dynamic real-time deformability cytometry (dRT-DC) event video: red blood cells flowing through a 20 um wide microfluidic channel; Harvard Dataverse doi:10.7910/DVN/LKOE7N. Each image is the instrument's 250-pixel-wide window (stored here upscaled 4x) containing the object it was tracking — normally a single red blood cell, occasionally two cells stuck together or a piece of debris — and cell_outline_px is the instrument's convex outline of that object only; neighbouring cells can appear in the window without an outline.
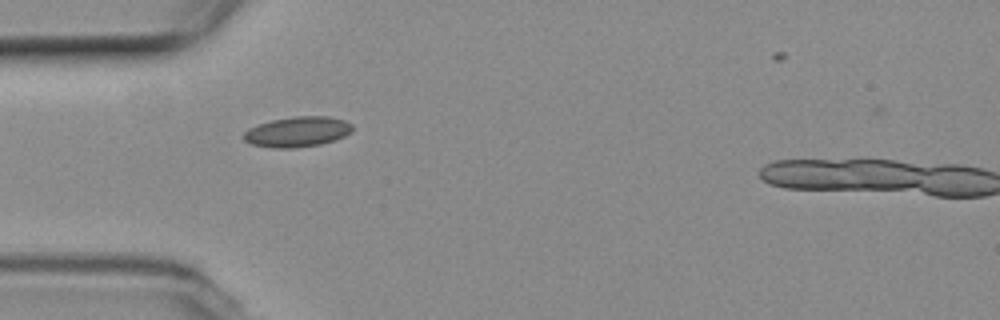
{"species": "common noctule bat (a hibernating species)", "species_latin": "Nyctalus noctula", "temperature_condition": "room temperature", "stored_images_in_passage": 37, "camera_frame_rate_fps": 3000, "um_per_image_px": 0.085, "animal": {"sex": "female", "body_mass_g": 19.3, "forearm_length_mm": 54.1}, "frame": {"image": 1, "passage_image": 2, "time_ms": 0.333, "image_size_px": [1000, 320], "cell_outline_px": [[352, 132], [344, 136], [320, 144], [292, 148], [272, 148], [252, 144], [244, 140], [244, 132], [248, 128], [272, 120], [296, 116], [328, 116], [344, 120], [352, 124]], "centroid_in_image_um": [25.28, 11.2], "position_along_channel_um": 59.7, "area_um2": 19.02}}
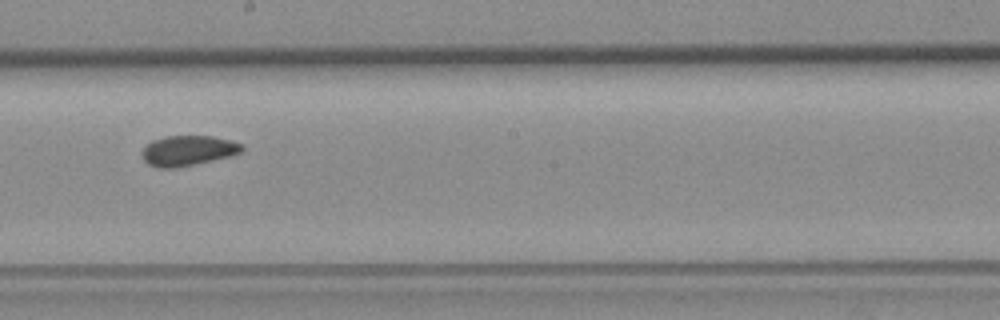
{"frame": {"image": 2, "passage_image": 16, "time_ms": 5.0, "image_size_px": [1000, 320], "cell_outline_px": [[244, 148], [240, 152], [228, 156], [176, 168], [160, 168], [148, 164], [144, 160], [144, 148], [152, 140], [164, 136], [212, 136], [232, 140], [244, 144]], "centroid_in_image_um": [16.0, 12.79], "position_along_channel_um": 232.2, "area_um2": 17.34}}
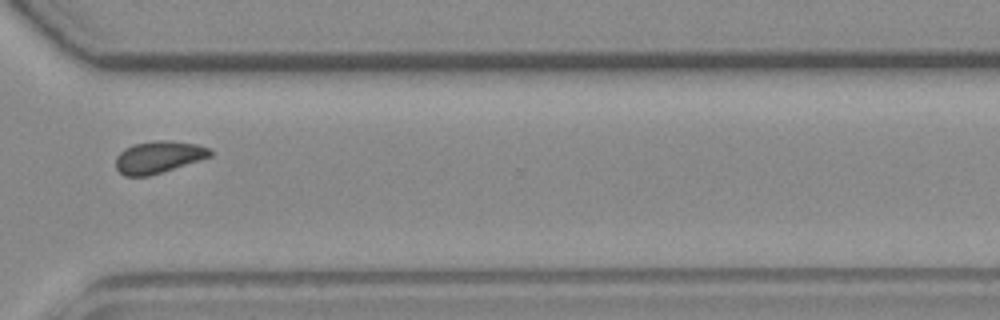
{"frame": {"image": 3, "passage_image": 26, "time_ms": 8.333, "image_size_px": [1000, 320], "cell_outline_px": [[212, 156], [148, 176], [124, 176], [116, 168], [116, 156], [124, 148], [132, 144], [156, 140], [168, 140], [196, 144], [208, 148], [212, 152]], "centroid_in_image_um": [13.44, 13.34], "position_along_channel_um": 357.2, "area_um2": 17.51}, "authors_computed_cell_mechanics": {"area_um2": 17.3978, "velocity_mm_per_s": 3.7453, "shape_relaxation_time_tau1_ms": null, "shape_relaxation_time_tau2_ms": 1.975, "deformation_change_tau1": null, "deformation_change_tau2": 0.0536}}